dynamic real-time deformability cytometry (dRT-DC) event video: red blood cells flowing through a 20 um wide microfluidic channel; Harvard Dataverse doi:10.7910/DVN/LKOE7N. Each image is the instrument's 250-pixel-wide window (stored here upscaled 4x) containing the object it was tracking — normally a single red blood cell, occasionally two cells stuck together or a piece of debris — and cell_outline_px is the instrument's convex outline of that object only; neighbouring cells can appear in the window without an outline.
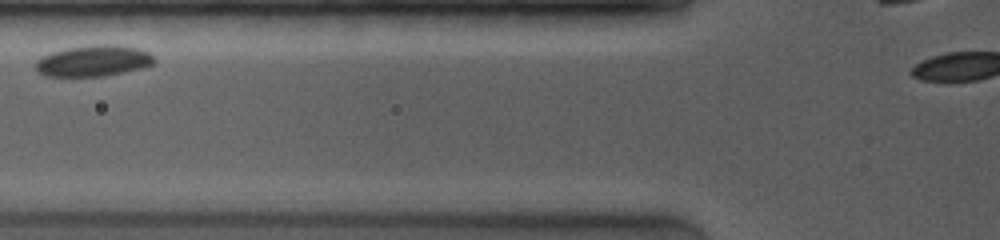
{"species": "common noctule bat (a hibernating species)", "species_latin": "Nyctalus noctula", "temperature_condition": "room temperature", "stored_images_in_passage": 36, "camera_frame_rate_fps": 4000, "um_per_image_px": 0.085, "animal": {"sex": "female", "body_mass_g": 19.0, "forearm_length_mm": 53.3}, "frame": {"image": 1, "passage_image": 7, "time_ms": 1.5, "image_size_px": [1000, 240], "cell_outline_px": [[156, 60], [152, 64], [140, 68], [124, 72], [104, 76], [44, 76], [36, 72], [36, 60], [52, 52], [64, 48], [96, 44], [116, 44], [136, 48], [148, 52]], "centroid_in_image_um": [7.91, 5.17], "position_along_channel_um": 117.9, "area_um2": 21.5}}
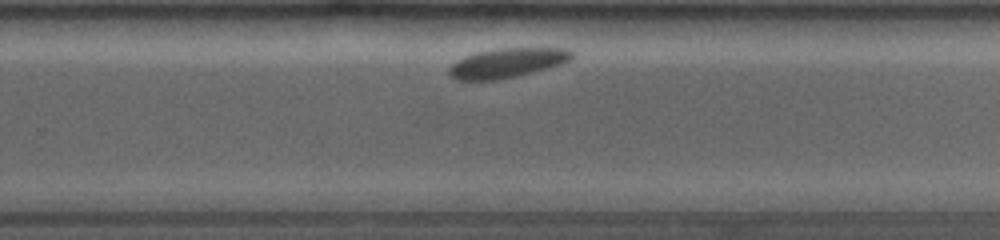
{"frame": {"image": 2, "passage_image": 21, "time_ms": 6.25, "image_size_px": [1000, 240], "cell_outline_px": [[572, 56], [568, 60], [560, 64], [516, 76], [496, 80], [456, 80], [448, 72], [448, 68], [456, 60], [464, 56], [476, 52], [500, 48], [564, 48], [572, 52]], "centroid_in_image_um": [43.03, 5.34], "position_along_channel_um": 286.8, "area_um2": 20.81}}
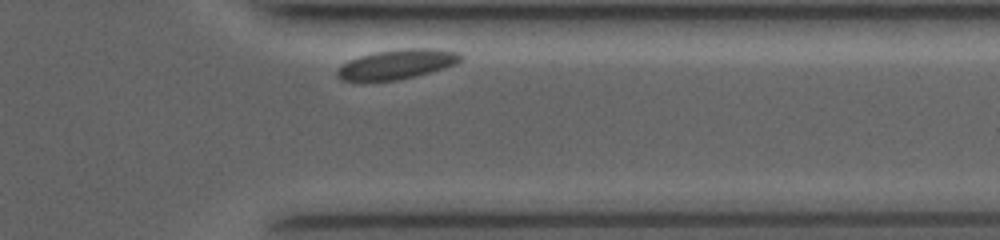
{"frame": {"image": 3, "passage_image": 33, "time_ms": 8.75, "image_size_px": [1000, 240], "cell_outline_px": [[464, 60], [456, 64], [444, 68], [416, 76], [400, 80], [340, 80], [336, 76], [336, 72], [348, 60], [360, 56], [376, 52], [400, 48], [432, 48], [460, 52], [464, 56]], "centroid_in_image_um": [33.82, 5.44], "position_along_channel_um": 377.6, "area_um2": 21.39}}